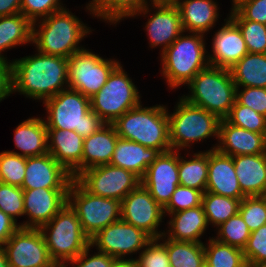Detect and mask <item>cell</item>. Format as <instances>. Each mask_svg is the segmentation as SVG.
Listing matches in <instances>:
<instances>
[{
  "mask_svg": "<svg viewBox=\"0 0 266 267\" xmlns=\"http://www.w3.org/2000/svg\"><path fill=\"white\" fill-rule=\"evenodd\" d=\"M48 113L47 128L75 131L83 138L98 131L106 123L90 106V98L77 90L67 88L43 101Z\"/></svg>",
  "mask_w": 266,
  "mask_h": 267,
  "instance_id": "4",
  "label": "cell"
},
{
  "mask_svg": "<svg viewBox=\"0 0 266 267\" xmlns=\"http://www.w3.org/2000/svg\"><path fill=\"white\" fill-rule=\"evenodd\" d=\"M169 119V141L172 150L190 147V142L202 141L210 136L218 138L220 119L203 108L180 98Z\"/></svg>",
  "mask_w": 266,
  "mask_h": 267,
  "instance_id": "8",
  "label": "cell"
},
{
  "mask_svg": "<svg viewBox=\"0 0 266 267\" xmlns=\"http://www.w3.org/2000/svg\"><path fill=\"white\" fill-rule=\"evenodd\" d=\"M152 239L144 250H141L137 261L138 267H171L165 245Z\"/></svg>",
  "mask_w": 266,
  "mask_h": 267,
  "instance_id": "45",
  "label": "cell"
},
{
  "mask_svg": "<svg viewBox=\"0 0 266 267\" xmlns=\"http://www.w3.org/2000/svg\"><path fill=\"white\" fill-rule=\"evenodd\" d=\"M118 135L113 124H105L83 141L82 171L110 164Z\"/></svg>",
  "mask_w": 266,
  "mask_h": 267,
  "instance_id": "27",
  "label": "cell"
},
{
  "mask_svg": "<svg viewBox=\"0 0 266 267\" xmlns=\"http://www.w3.org/2000/svg\"><path fill=\"white\" fill-rule=\"evenodd\" d=\"M232 1H233L232 5L234 6L240 0H232Z\"/></svg>",
  "mask_w": 266,
  "mask_h": 267,
  "instance_id": "57",
  "label": "cell"
},
{
  "mask_svg": "<svg viewBox=\"0 0 266 267\" xmlns=\"http://www.w3.org/2000/svg\"><path fill=\"white\" fill-rule=\"evenodd\" d=\"M246 267H266V263L246 262Z\"/></svg>",
  "mask_w": 266,
  "mask_h": 267,
  "instance_id": "56",
  "label": "cell"
},
{
  "mask_svg": "<svg viewBox=\"0 0 266 267\" xmlns=\"http://www.w3.org/2000/svg\"><path fill=\"white\" fill-rule=\"evenodd\" d=\"M203 192L190 187L178 185L172 194L170 201L163 208L165 213L172 214L181 210L201 206Z\"/></svg>",
  "mask_w": 266,
  "mask_h": 267,
  "instance_id": "43",
  "label": "cell"
},
{
  "mask_svg": "<svg viewBox=\"0 0 266 267\" xmlns=\"http://www.w3.org/2000/svg\"><path fill=\"white\" fill-rule=\"evenodd\" d=\"M21 13V0H0V17Z\"/></svg>",
  "mask_w": 266,
  "mask_h": 267,
  "instance_id": "52",
  "label": "cell"
},
{
  "mask_svg": "<svg viewBox=\"0 0 266 267\" xmlns=\"http://www.w3.org/2000/svg\"><path fill=\"white\" fill-rule=\"evenodd\" d=\"M37 53L11 62L12 93L45 101L69 87L68 58Z\"/></svg>",
  "mask_w": 266,
  "mask_h": 267,
  "instance_id": "1",
  "label": "cell"
},
{
  "mask_svg": "<svg viewBox=\"0 0 266 267\" xmlns=\"http://www.w3.org/2000/svg\"><path fill=\"white\" fill-rule=\"evenodd\" d=\"M179 0L175 5L180 12L184 32L205 34L218 20V4L213 0Z\"/></svg>",
  "mask_w": 266,
  "mask_h": 267,
  "instance_id": "28",
  "label": "cell"
},
{
  "mask_svg": "<svg viewBox=\"0 0 266 267\" xmlns=\"http://www.w3.org/2000/svg\"><path fill=\"white\" fill-rule=\"evenodd\" d=\"M151 4H169V5H175L179 0H150Z\"/></svg>",
  "mask_w": 266,
  "mask_h": 267,
  "instance_id": "55",
  "label": "cell"
},
{
  "mask_svg": "<svg viewBox=\"0 0 266 267\" xmlns=\"http://www.w3.org/2000/svg\"><path fill=\"white\" fill-rule=\"evenodd\" d=\"M152 238L143 230L120 219L97 232L90 238V246L114 257L123 259L147 246Z\"/></svg>",
  "mask_w": 266,
  "mask_h": 267,
  "instance_id": "15",
  "label": "cell"
},
{
  "mask_svg": "<svg viewBox=\"0 0 266 267\" xmlns=\"http://www.w3.org/2000/svg\"><path fill=\"white\" fill-rule=\"evenodd\" d=\"M33 23L23 14L0 17V58L6 49L32 42Z\"/></svg>",
  "mask_w": 266,
  "mask_h": 267,
  "instance_id": "32",
  "label": "cell"
},
{
  "mask_svg": "<svg viewBox=\"0 0 266 267\" xmlns=\"http://www.w3.org/2000/svg\"><path fill=\"white\" fill-rule=\"evenodd\" d=\"M147 0H92L86 6L94 16L116 24L122 18L136 17L147 14L149 5Z\"/></svg>",
  "mask_w": 266,
  "mask_h": 267,
  "instance_id": "30",
  "label": "cell"
},
{
  "mask_svg": "<svg viewBox=\"0 0 266 267\" xmlns=\"http://www.w3.org/2000/svg\"><path fill=\"white\" fill-rule=\"evenodd\" d=\"M61 4L60 0H21V14L32 23L37 22L63 9Z\"/></svg>",
  "mask_w": 266,
  "mask_h": 267,
  "instance_id": "46",
  "label": "cell"
},
{
  "mask_svg": "<svg viewBox=\"0 0 266 267\" xmlns=\"http://www.w3.org/2000/svg\"><path fill=\"white\" fill-rule=\"evenodd\" d=\"M89 249L91 246H88L80 255H78L75 259L68 261L66 264L71 263L73 267H112L115 258L107 255L106 253H102L98 251L93 256H88ZM64 265L63 267H68V265Z\"/></svg>",
  "mask_w": 266,
  "mask_h": 267,
  "instance_id": "49",
  "label": "cell"
},
{
  "mask_svg": "<svg viewBox=\"0 0 266 267\" xmlns=\"http://www.w3.org/2000/svg\"><path fill=\"white\" fill-rule=\"evenodd\" d=\"M24 189L0 182V210L17 222L24 216Z\"/></svg>",
  "mask_w": 266,
  "mask_h": 267,
  "instance_id": "42",
  "label": "cell"
},
{
  "mask_svg": "<svg viewBox=\"0 0 266 267\" xmlns=\"http://www.w3.org/2000/svg\"><path fill=\"white\" fill-rule=\"evenodd\" d=\"M239 213L252 232L266 224V198L264 196H245L239 206Z\"/></svg>",
  "mask_w": 266,
  "mask_h": 267,
  "instance_id": "40",
  "label": "cell"
},
{
  "mask_svg": "<svg viewBox=\"0 0 266 267\" xmlns=\"http://www.w3.org/2000/svg\"><path fill=\"white\" fill-rule=\"evenodd\" d=\"M40 230L49 255L58 267H63L90 246V238L68 203Z\"/></svg>",
  "mask_w": 266,
  "mask_h": 267,
  "instance_id": "7",
  "label": "cell"
},
{
  "mask_svg": "<svg viewBox=\"0 0 266 267\" xmlns=\"http://www.w3.org/2000/svg\"><path fill=\"white\" fill-rule=\"evenodd\" d=\"M191 95L182 96L189 103L225 119L236 101V85L228 68L209 65L188 84Z\"/></svg>",
  "mask_w": 266,
  "mask_h": 267,
  "instance_id": "5",
  "label": "cell"
},
{
  "mask_svg": "<svg viewBox=\"0 0 266 267\" xmlns=\"http://www.w3.org/2000/svg\"><path fill=\"white\" fill-rule=\"evenodd\" d=\"M232 7L231 20H251L266 25V0H240Z\"/></svg>",
  "mask_w": 266,
  "mask_h": 267,
  "instance_id": "44",
  "label": "cell"
},
{
  "mask_svg": "<svg viewBox=\"0 0 266 267\" xmlns=\"http://www.w3.org/2000/svg\"><path fill=\"white\" fill-rule=\"evenodd\" d=\"M38 24L39 30L36 29V22H33L32 34V44L36 45L37 52L64 58L85 49L78 45L91 32L66 8L42 18Z\"/></svg>",
  "mask_w": 266,
  "mask_h": 267,
  "instance_id": "2",
  "label": "cell"
},
{
  "mask_svg": "<svg viewBox=\"0 0 266 267\" xmlns=\"http://www.w3.org/2000/svg\"><path fill=\"white\" fill-rule=\"evenodd\" d=\"M219 144L212 150L228 155H257L266 153V133H257L230 124L221 119L218 133Z\"/></svg>",
  "mask_w": 266,
  "mask_h": 267,
  "instance_id": "19",
  "label": "cell"
},
{
  "mask_svg": "<svg viewBox=\"0 0 266 267\" xmlns=\"http://www.w3.org/2000/svg\"><path fill=\"white\" fill-rule=\"evenodd\" d=\"M178 172L181 186L204 193L208 177V150L193 154V158L189 160L183 159L178 153Z\"/></svg>",
  "mask_w": 266,
  "mask_h": 267,
  "instance_id": "33",
  "label": "cell"
},
{
  "mask_svg": "<svg viewBox=\"0 0 266 267\" xmlns=\"http://www.w3.org/2000/svg\"><path fill=\"white\" fill-rule=\"evenodd\" d=\"M126 73L120 63L100 91L90 98L91 110L106 124L114 123L141 103L137 87Z\"/></svg>",
  "mask_w": 266,
  "mask_h": 267,
  "instance_id": "10",
  "label": "cell"
},
{
  "mask_svg": "<svg viewBox=\"0 0 266 267\" xmlns=\"http://www.w3.org/2000/svg\"><path fill=\"white\" fill-rule=\"evenodd\" d=\"M204 253L207 267H246L242 249L221 243L215 237L204 244Z\"/></svg>",
  "mask_w": 266,
  "mask_h": 267,
  "instance_id": "36",
  "label": "cell"
},
{
  "mask_svg": "<svg viewBox=\"0 0 266 267\" xmlns=\"http://www.w3.org/2000/svg\"><path fill=\"white\" fill-rule=\"evenodd\" d=\"M217 228L218 236L215 238L217 241L238 247L242 250L251 235V231L248 229L247 224L243 221L239 212Z\"/></svg>",
  "mask_w": 266,
  "mask_h": 267,
  "instance_id": "37",
  "label": "cell"
},
{
  "mask_svg": "<svg viewBox=\"0 0 266 267\" xmlns=\"http://www.w3.org/2000/svg\"><path fill=\"white\" fill-rule=\"evenodd\" d=\"M119 64L116 60L103 59L87 49L74 53L68 58V88L91 98L100 91Z\"/></svg>",
  "mask_w": 266,
  "mask_h": 267,
  "instance_id": "11",
  "label": "cell"
},
{
  "mask_svg": "<svg viewBox=\"0 0 266 267\" xmlns=\"http://www.w3.org/2000/svg\"><path fill=\"white\" fill-rule=\"evenodd\" d=\"M237 88H266V53H247L230 69Z\"/></svg>",
  "mask_w": 266,
  "mask_h": 267,
  "instance_id": "31",
  "label": "cell"
},
{
  "mask_svg": "<svg viewBox=\"0 0 266 267\" xmlns=\"http://www.w3.org/2000/svg\"><path fill=\"white\" fill-rule=\"evenodd\" d=\"M12 94L11 62L0 58V102Z\"/></svg>",
  "mask_w": 266,
  "mask_h": 267,
  "instance_id": "50",
  "label": "cell"
},
{
  "mask_svg": "<svg viewBox=\"0 0 266 267\" xmlns=\"http://www.w3.org/2000/svg\"><path fill=\"white\" fill-rule=\"evenodd\" d=\"M2 246L9 267H58L40 229L20 227Z\"/></svg>",
  "mask_w": 266,
  "mask_h": 267,
  "instance_id": "13",
  "label": "cell"
},
{
  "mask_svg": "<svg viewBox=\"0 0 266 267\" xmlns=\"http://www.w3.org/2000/svg\"><path fill=\"white\" fill-rule=\"evenodd\" d=\"M236 100L266 117V88L243 87L241 91L236 88Z\"/></svg>",
  "mask_w": 266,
  "mask_h": 267,
  "instance_id": "48",
  "label": "cell"
},
{
  "mask_svg": "<svg viewBox=\"0 0 266 267\" xmlns=\"http://www.w3.org/2000/svg\"><path fill=\"white\" fill-rule=\"evenodd\" d=\"M241 201L242 199H234L211 192H204L201 205L208 225L212 223L217 228L230 217H233L239 212Z\"/></svg>",
  "mask_w": 266,
  "mask_h": 267,
  "instance_id": "35",
  "label": "cell"
},
{
  "mask_svg": "<svg viewBox=\"0 0 266 267\" xmlns=\"http://www.w3.org/2000/svg\"><path fill=\"white\" fill-rule=\"evenodd\" d=\"M67 203L75 211L84 233L89 238L121 219V201L94 195L76 179L69 185Z\"/></svg>",
  "mask_w": 266,
  "mask_h": 267,
  "instance_id": "9",
  "label": "cell"
},
{
  "mask_svg": "<svg viewBox=\"0 0 266 267\" xmlns=\"http://www.w3.org/2000/svg\"><path fill=\"white\" fill-rule=\"evenodd\" d=\"M88 192L122 201L140 183V178L133 172L104 164L82 171L75 178Z\"/></svg>",
  "mask_w": 266,
  "mask_h": 267,
  "instance_id": "12",
  "label": "cell"
},
{
  "mask_svg": "<svg viewBox=\"0 0 266 267\" xmlns=\"http://www.w3.org/2000/svg\"><path fill=\"white\" fill-rule=\"evenodd\" d=\"M235 173L245 196L266 193V153L232 156Z\"/></svg>",
  "mask_w": 266,
  "mask_h": 267,
  "instance_id": "24",
  "label": "cell"
},
{
  "mask_svg": "<svg viewBox=\"0 0 266 267\" xmlns=\"http://www.w3.org/2000/svg\"><path fill=\"white\" fill-rule=\"evenodd\" d=\"M243 254L246 262L266 263V224L251 232Z\"/></svg>",
  "mask_w": 266,
  "mask_h": 267,
  "instance_id": "47",
  "label": "cell"
},
{
  "mask_svg": "<svg viewBox=\"0 0 266 267\" xmlns=\"http://www.w3.org/2000/svg\"><path fill=\"white\" fill-rule=\"evenodd\" d=\"M212 40L213 54L208 56L212 66L230 69L248 53L239 27L229 17Z\"/></svg>",
  "mask_w": 266,
  "mask_h": 267,
  "instance_id": "22",
  "label": "cell"
},
{
  "mask_svg": "<svg viewBox=\"0 0 266 267\" xmlns=\"http://www.w3.org/2000/svg\"><path fill=\"white\" fill-rule=\"evenodd\" d=\"M170 227L168 233L164 232L163 236L158 238L163 240L167 238L176 241H189L196 243H203L200 238L206 231L208 222L204 213L203 207L185 209L170 214ZM202 235V236H201ZM165 237V238H164Z\"/></svg>",
  "mask_w": 266,
  "mask_h": 267,
  "instance_id": "26",
  "label": "cell"
},
{
  "mask_svg": "<svg viewBox=\"0 0 266 267\" xmlns=\"http://www.w3.org/2000/svg\"><path fill=\"white\" fill-rule=\"evenodd\" d=\"M19 228L20 224L0 210V245L6 243Z\"/></svg>",
  "mask_w": 266,
  "mask_h": 267,
  "instance_id": "51",
  "label": "cell"
},
{
  "mask_svg": "<svg viewBox=\"0 0 266 267\" xmlns=\"http://www.w3.org/2000/svg\"><path fill=\"white\" fill-rule=\"evenodd\" d=\"M161 152L118 137L110 164L133 172L140 179Z\"/></svg>",
  "mask_w": 266,
  "mask_h": 267,
  "instance_id": "25",
  "label": "cell"
},
{
  "mask_svg": "<svg viewBox=\"0 0 266 267\" xmlns=\"http://www.w3.org/2000/svg\"><path fill=\"white\" fill-rule=\"evenodd\" d=\"M154 13L145 29L148 32L151 47L162 46L164 52L181 34L184 33L180 12L176 5L156 4L152 5Z\"/></svg>",
  "mask_w": 266,
  "mask_h": 267,
  "instance_id": "23",
  "label": "cell"
},
{
  "mask_svg": "<svg viewBox=\"0 0 266 267\" xmlns=\"http://www.w3.org/2000/svg\"><path fill=\"white\" fill-rule=\"evenodd\" d=\"M0 267H9L6 254L2 245H0Z\"/></svg>",
  "mask_w": 266,
  "mask_h": 267,
  "instance_id": "54",
  "label": "cell"
},
{
  "mask_svg": "<svg viewBox=\"0 0 266 267\" xmlns=\"http://www.w3.org/2000/svg\"><path fill=\"white\" fill-rule=\"evenodd\" d=\"M26 157L3 151L0 153V182L22 187L25 179Z\"/></svg>",
  "mask_w": 266,
  "mask_h": 267,
  "instance_id": "38",
  "label": "cell"
},
{
  "mask_svg": "<svg viewBox=\"0 0 266 267\" xmlns=\"http://www.w3.org/2000/svg\"><path fill=\"white\" fill-rule=\"evenodd\" d=\"M163 216V207L141 183L121 201V219L143 230L152 239L160 238L165 232L157 230Z\"/></svg>",
  "mask_w": 266,
  "mask_h": 267,
  "instance_id": "14",
  "label": "cell"
},
{
  "mask_svg": "<svg viewBox=\"0 0 266 267\" xmlns=\"http://www.w3.org/2000/svg\"><path fill=\"white\" fill-rule=\"evenodd\" d=\"M171 267H203L205 265L204 243L165 239Z\"/></svg>",
  "mask_w": 266,
  "mask_h": 267,
  "instance_id": "34",
  "label": "cell"
},
{
  "mask_svg": "<svg viewBox=\"0 0 266 267\" xmlns=\"http://www.w3.org/2000/svg\"><path fill=\"white\" fill-rule=\"evenodd\" d=\"M48 153L75 179L82 172L84 138L71 130L47 128Z\"/></svg>",
  "mask_w": 266,
  "mask_h": 267,
  "instance_id": "21",
  "label": "cell"
},
{
  "mask_svg": "<svg viewBox=\"0 0 266 267\" xmlns=\"http://www.w3.org/2000/svg\"><path fill=\"white\" fill-rule=\"evenodd\" d=\"M116 259L112 267H138L135 259Z\"/></svg>",
  "mask_w": 266,
  "mask_h": 267,
  "instance_id": "53",
  "label": "cell"
},
{
  "mask_svg": "<svg viewBox=\"0 0 266 267\" xmlns=\"http://www.w3.org/2000/svg\"><path fill=\"white\" fill-rule=\"evenodd\" d=\"M230 124L257 133H266V117L237 100L225 118Z\"/></svg>",
  "mask_w": 266,
  "mask_h": 267,
  "instance_id": "39",
  "label": "cell"
},
{
  "mask_svg": "<svg viewBox=\"0 0 266 267\" xmlns=\"http://www.w3.org/2000/svg\"><path fill=\"white\" fill-rule=\"evenodd\" d=\"M72 180V175L50 153H46L26 157L25 179L21 188H69Z\"/></svg>",
  "mask_w": 266,
  "mask_h": 267,
  "instance_id": "18",
  "label": "cell"
},
{
  "mask_svg": "<svg viewBox=\"0 0 266 267\" xmlns=\"http://www.w3.org/2000/svg\"><path fill=\"white\" fill-rule=\"evenodd\" d=\"M183 35V36H182ZM203 34H181L161 55L162 75L174 89L188 84L201 70L210 65Z\"/></svg>",
  "mask_w": 266,
  "mask_h": 267,
  "instance_id": "6",
  "label": "cell"
},
{
  "mask_svg": "<svg viewBox=\"0 0 266 267\" xmlns=\"http://www.w3.org/2000/svg\"><path fill=\"white\" fill-rule=\"evenodd\" d=\"M14 142L22 153L9 151L23 157L48 153V131L42 118H29L15 128Z\"/></svg>",
  "mask_w": 266,
  "mask_h": 267,
  "instance_id": "29",
  "label": "cell"
},
{
  "mask_svg": "<svg viewBox=\"0 0 266 267\" xmlns=\"http://www.w3.org/2000/svg\"><path fill=\"white\" fill-rule=\"evenodd\" d=\"M240 29L249 53H266V25L251 20H232Z\"/></svg>",
  "mask_w": 266,
  "mask_h": 267,
  "instance_id": "41",
  "label": "cell"
},
{
  "mask_svg": "<svg viewBox=\"0 0 266 267\" xmlns=\"http://www.w3.org/2000/svg\"><path fill=\"white\" fill-rule=\"evenodd\" d=\"M205 192L234 199L245 197L235 173L232 156L224 155L216 149L208 150V177Z\"/></svg>",
  "mask_w": 266,
  "mask_h": 267,
  "instance_id": "20",
  "label": "cell"
},
{
  "mask_svg": "<svg viewBox=\"0 0 266 267\" xmlns=\"http://www.w3.org/2000/svg\"><path fill=\"white\" fill-rule=\"evenodd\" d=\"M167 111L160 104L143 108L140 103L112 124L120 138L135 141L162 153L171 150Z\"/></svg>",
  "mask_w": 266,
  "mask_h": 267,
  "instance_id": "3",
  "label": "cell"
},
{
  "mask_svg": "<svg viewBox=\"0 0 266 267\" xmlns=\"http://www.w3.org/2000/svg\"><path fill=\"white\" fill-rule=\"evenodd\" d=\"M141 184L150 192L151 196L161 206L165 207L180 185L178 172V151L162 152L157 159L148 166Z\"/></svg>",
  "mask_w": 266,
  "mask_h": 267,
  "instance_id": "16",
  "label": "cell"
},
{
  "mask_svg": "<svg viewBox=\"0 0 266 267\" xmlns=\"http://www.w3.org/2000/svg\"><path fill=\"white\" fill-rule=\"evenodd\" d=\"M68 188L24 189V215L28 220L21 228L40 229L67 203Z\"/></svg>",
  "mask_w": 266,
  "mask_h": 267,
  "instance_id": "17",
  "label": "cell"
}]
</instances>
